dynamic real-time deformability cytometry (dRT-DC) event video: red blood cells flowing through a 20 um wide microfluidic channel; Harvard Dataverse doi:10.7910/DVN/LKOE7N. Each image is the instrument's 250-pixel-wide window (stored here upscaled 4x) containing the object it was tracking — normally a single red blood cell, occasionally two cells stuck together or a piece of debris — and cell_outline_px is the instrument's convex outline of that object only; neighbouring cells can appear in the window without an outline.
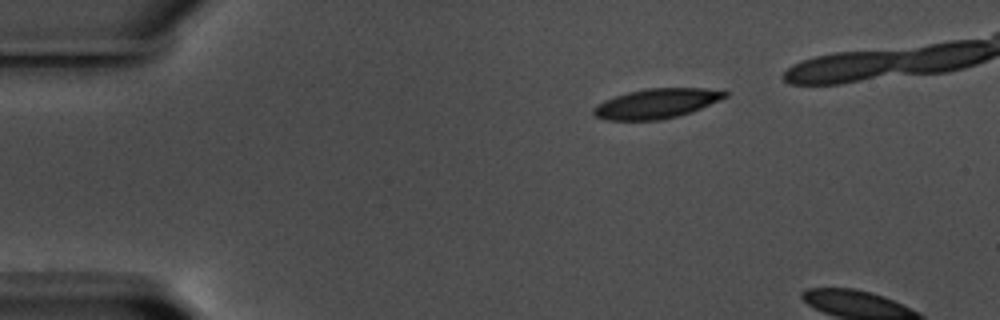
{"species": "common noctule bat (a hibernating species)", "species_latin": "Nyctalus noctula", "temperature_condition": "warm", "stored_images_in_passage": 5, "camera_frame_rate_fps": 3000, "um_per_image_px": 0.085, "animal": {"sex": "male", "body_mass_g": 17.5, "forearm_length_mm": 52.3}, "frame": {"image": 1, "passage_image": 1, "time_ms": 0.0, "image_size_px": [1000, 320], "cell_outline_px": [[728, 96], [692, 112], [660, 120], [604, 120], [596, 116], [592, 112], [592, 108], [596, 104], [604, 100], [628, 92], [648, 88], [704, 88], [728, 92]], "centroid_in_image_um": [55.77, 8.8], "position_along_channel_um": 29.2, "area_um2": 22.72}}